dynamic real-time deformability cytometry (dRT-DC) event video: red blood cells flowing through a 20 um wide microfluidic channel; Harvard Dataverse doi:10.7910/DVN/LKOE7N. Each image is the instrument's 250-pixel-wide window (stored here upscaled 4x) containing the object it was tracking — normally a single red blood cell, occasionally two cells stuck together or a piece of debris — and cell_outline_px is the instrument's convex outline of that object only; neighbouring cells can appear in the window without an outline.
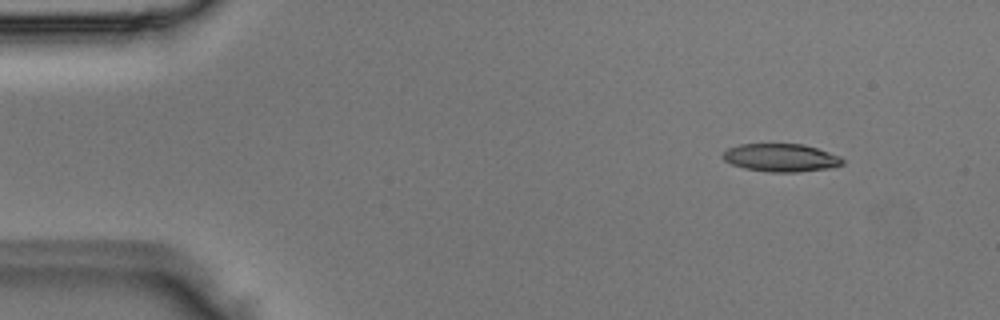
{"species": "Egyptian fruit bat (a non-hibernating species)", "species_latin": "Rousettus aegyptiacus", "temperature_condition": "room temperature", "stored_images_in_passage": 4, "segment_of_instrument_passage": [2, 2], "camera_frame_rate_fps": 3000, "um_per_image_px": 0.085, "animal": {"sex": "male"}, "frame": {"image": 1, "passage_image": 4, "time_ms": 1.0, "image_size_px": [1000, 320], "cell_outline_px": [[844, 164], [832, 168], [796, 172], [772, 172], [744, 168], [732, 164], [724, 160], [720, 156], [728, 148], [740, 144], [804, 144], [840, 156], [844, 160]], "centroid_in_image_um": [66.39, 13.4], "position_along_channel_um": 18.6, "area_um2": 19.54}}